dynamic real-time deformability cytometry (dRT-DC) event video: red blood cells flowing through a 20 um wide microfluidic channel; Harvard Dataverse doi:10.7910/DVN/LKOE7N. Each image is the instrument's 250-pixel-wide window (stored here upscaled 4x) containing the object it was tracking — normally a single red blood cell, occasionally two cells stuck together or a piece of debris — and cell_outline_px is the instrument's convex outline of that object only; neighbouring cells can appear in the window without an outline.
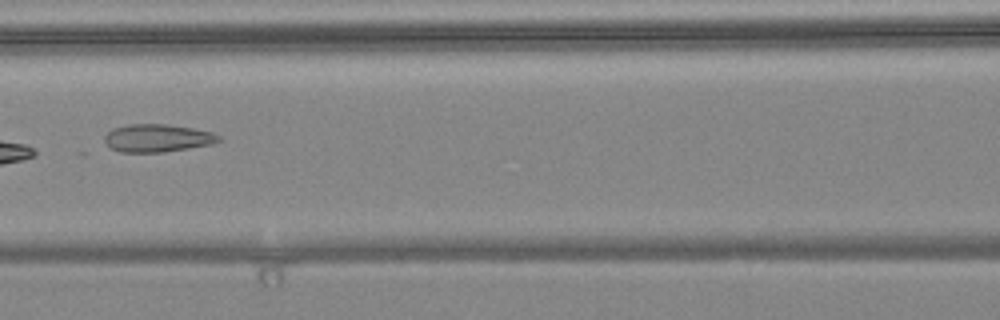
{"species": "common noctule bat (a hibernating species)", "species_latin": "Nyctalus noctula", "temperature_condition": "warm", "stored_images_in_passage": 7, "camera_frame_rate_fps": 3000, "um_per_image_px": 0.085, "animal": {"sex": "female", "body_mass_g": 24.6, "forearm_length_mm": 56.2}, "frame": {"image": 1, "passage_image": 7, "time_ms": 2.0, "image_size_px": [1000, 320], "cell_outline_px": [[220, 140], [212, 144], [164, 152], [120, 152], [112, 148], [104, 140], [104, 136], [112, 128], [128, 124], [164, 124], [192, 128], [212, 132], [220, 136]], "centroid_in_image_um": [13.37, 11.73], "position_along_channel_um": 153.2, "area_um2": 18.38}}